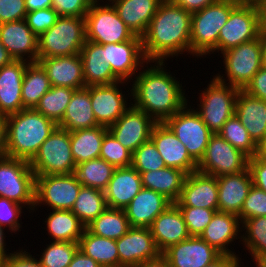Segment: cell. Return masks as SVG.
<instances>
[{"label":"cell","mask_w":266,"mask_h":267,"mask_svg":"<svg viewBox=\"0 0 266 267\" xmlns=\"http://www.w3.org/2000/svg\"><path fill=\"white\" fill-rule=\"evenodd\" d=\"M164 61H155V64L143 66L135 76L130 90L133 102L137 109L143 110L157 123H163L182 109L188 102L182 84L175 76L165 70ZM164 66V67H163Z\"/></svg>","instance_id":"1"},{"label":"cell","mask_w":266,"mask_h":267,"mask_svg":"<svg viewBox=\"0 0 266 267\" xmlns=\"http://www.w3.org/2000/svg\"><path fill=\"white\" fill-rule=\"evenodd\" d=\"M192 14L171 0H162L142 36L143 52L148 61H165L183 52L191 54ZM165 59V60H164Z\"/></svg>","instance_id":"2"},{"label":"cell","mask_w":266,"mask_h":267,"mask_svg":"<svg viewBox=\"0 0 266 267\" xmlns=\"http://www.w3.org/2000/svg\"><path fill=\"white\" fill-rule=\"evenodd\" d=\"M56 127L34 108L5 116L6 156L30 162Z\"/></svg>","instance_id":"3"},{"label":"cell","mask_w":266,"mask_h":267,"mask_svg":"<svg viewBox=\"0 0 266 267\" xmlns=\"http://www.w3.org/2000/svg\"><path fill=\"white\" fill-rule=\"evenodd\" d=\"M237 5L228 0H219L202 10L192 13L191 55L203 57L218 52V36L221 28Z\"/></svg>","instance_id":"4"},{"label":"cell","mask_w":266,"mask_h":267,"mask_svg":"<svg viewBox=\"0 0 266 267\" xmlns=\"http://www.w3.org/2000/svg\"><path fill=\"white\" fill-rule=\"evenodd\" d=\"M85 41V17L59 16L53 26L38 36V61L79 54Z\"/></svg>","instance_id":"5"},{"label":"cell","mask_w":266,"mask_h":267,"mask_svg":"<svg viewBox=\"0 0 266 267\" xmlns=\"http://www.w3.org/2000/svg\"><path fill=\"white\" fill-rule=\"evenodd\" d=\"M35 177L43 175H69L76 168L71 144L70 132L56 127L41 144L38 153L30 161Z\"/></svg>","instance_id":"6"},{"label":"cell","mask_w":266,"mask_h":267,"mask_svg":"<svg viewBox=\"0 0 266 267\" xmlns=\"http://www.w3.org/2000/svg\"><path fill=\"white\" fill-rule=\"evenodd\" d=\"M99 2L94 0L86 13V40L100 45L142 40L123 22L110 2L105 5Z\"/></svg>","instance_id":"7"},{"label":"cell","mask_w":266,"mask_h":267,"mask_svg":"<svg viewBox=\"0 0 266 267\" xmlns=\"http://www.w3.org/2000/svg\"><path fill=\"white\" fill-rule=\"evenodd\" d=\"M0 197L12 200L30 211L36 209L35 174L30 162L13 157H0Z\"/></svg>","instance_id":"8"},{"label":"cell","mask_w":266,"mask_h":267,"mask_svg":"<svg viewBox=\"0 0 266 267\" xmlns=\"http://www.w3.org/2000/svg\"><path fill=\"white\" fill-rule=\"evenodd\" d=\"M204 90L200 93L201 100L196 111L209 130L216 134L235 114V102L240 89L214 77Z\"/></svg>","instance_id":"9"},{"label":"cell","mask_w":266,"mask_h":267,"mask_svg":"<svg viewBox=\"0 0 266 267\" xmlns=\"http://www.w3.org/2000/svg\"><path fill=\"white\" fill-rule=\"evenodd\" d=\"M221 54L224 57L226 78L218 73L215 77L222 83L228 81L226 84L243 90L262 68L261 34L255 40L230 48Z\"/></svg>","instance_id":"10"},{"label":"cell","mask_w":266,"mask_h":267,"mask_svg":"<svg viewBox=\"0 0 266 267\" xmlns=\"http://www.w3.org/2000/svg\"><path fill=\"white\" fill-rule=\"evenodd\" d=\"M187 105L163 123L185 145L189 155L198 163L213 133L202 121L199 113Z\"/></svg>","instance_id":"11"},{"label":"cell","mask_w":266,"mask_h":267,"mask_svg":"<svg viewBox=\"0 0 266 267\" xmlns=\"http://www.w3.org/2000/svg\"><path fill=\"white\" fill-rule=\"evenodd\" d=\"M248 161L246 154L216 133L211 135L197 171L215 177L237 174L248 168Z\"/></svg>","instance_id":"12"},{"label":"cell","mask_w":266,"mask_h":267,"mask_svg":"<svg viewBox=\"0 0 266 267\" xmlns=\"http://www.w3.org/2000/svg\"><path fill=\"white\" fill-rule=\"evenodd\" d=\"M81 186L74 173L36 176L34 208L45 203L51 210H71Z\"/></svg>","instance_id":"13"},{"label":"cell","mask_w":266,"mask_h":267,"mask_svg":"<svg viewBox=\"0 0 266 267\" xmlns=\"http://www.w3.org/2000/svg\"><path fill=\"white\" fill-rule=\"evenodd\" d=\"M261 34L260 11L256 6L237 5L221 28L218 36V52L255 40Z\"/></svg>","instance_id":"14"},{"label":"cell","mask_w":266,"mask_h":267,"mask_svg":"<svg viewBox=\"0 0 266 267\" xmlns=\"http://www.w3.org/2000/svg\"><path fill=\"white\" fill-rule=\"evenodd\" d=\"M123 115L108 131L131 153L151 137L157 122L143 110L137 109L131 103Z\"/></svg>","instance_id":"15"},{"label":"cell","mask_w":266,"mask_h":267,"mask_svg":"<svg viewBox=\"0 0 266 267\" xmlns=\"http://www.w3.org/2000/svg\"><path fill=\"white\" fill-rule=\"evenodd\" d=\"M116 245L119 265L124 267H138L162 254L150 229L145 227H130L126 234L116 240Z\"/></svg>","instance_id":"16"},{"label":"cell","mask_w":266,"mask_h":267,"mask_svg":"<svg viewBox=\"0 0 266 267\" xmlns=\"http://www.w3.org/2000/svg\"><path fill=\"white\" fill-rule=\"evenodd\" d=\"M101 46L104 48L106 63L110 64L113 73L121 81L130 82L144 64L154 63L145 58L142 40H127Z\"/></svg>","instance_id":"17"},{"label":"cell","mask_w":266,"mask_h":267,"mask_svg":"<svg viewBox=\"0 0 266 267\" xmlns=\"http://www.w3.org/2000/svg\"><path fill=\"white\" fill-rule=\"evenodd\" d=\"M125 83L120 81L110 85L90 86L91 106L99 125L108 128L129 108L125 93H122L121 88L119 90V85Z\"/></svg>","instance_id":"18"},{"label":"cell","mask_w":266,"mask_h":267,"mask_svg":"<svg viewBox=\"0 0 266 267\" xmlns=\"http://www.w3.org/2000/svg\"><path fill=\"white\" fill-rule=\"evenodd\" d=\"M170 267H206L222 254L200 236H190L162 252Z\"/></svg>","instance_id":"19"},{"label":"cell","mask_w":266,"mask_h":267,"mask_svg":"<svg viewBox=\"0 0 266 267\" xmlns=\"http://www.w3.org/2000/svg\"><path fill=\"white\" fill-rule=\"evenodd\" d=\"M0 42L14 60L38 62V36L25 19L0 24Z\"/></svg>","instance_id":"20"},{"label":"cell","mask_w":266,"mask_h":267,"mask_svg":"<svg viewBox=\"0 0 266 267\" xmlns=\"http://www.w3.org/2000/svg\"><path fill=\"white\" fill-rule=\"evenodd\" d=\"M150 139L167 167L177 168L187 174L197 171V162L189 155L185 145L164 123H157L154 126Z\"/></svg>","instance_id":"21"},{"label":"cell","mask_w":266,"mask_h":267,"mask_svg":"<svg viewBox=\"0 0 266 267\" xmlns=\"http://www.w3.org/2000/svg\"><path fill=\"white\" fill-rule=\"evenodd\" d=\"M176 206H190L218 210L217 177L191 172L187 175Z\"/></svg>","instance_id":"22"},{"label":"cell","mask_w":266,"mask_h":267,"mask_svg":"<svg viewBox=\"0 0 266 267\" xmlns=\"http://www.w3.org/2000/svg\"><path fill=\"white\" fill-rule=\"evenodd\" d=\"M28 63L25 60H13L0 68V115L7 116L25 109L21 93Z\"/></svg>","instance_id":"23"},{"label":"cell","mask_w":266,"mask_h":267,"mask_svg":"<svg viewBox=\"0 0 266 267\" xmlns=\"http://www.w3.org/2000/svg\"><path fill=\"white\" fill-rule=\"evenodd\" d=\"M240 225L242 223L237 215L216 211L200 237L222 255L239 256L228 246L235 239H241L239 232H242V229Z\"/></svg>","instance_id":"24"},{"label":"cell","mask_w":266,"mask_h":267,"mask_svg":"<svg viewBox=\"0 0 266 267\" xmlns=\"http://www.w3.org/2000/svg\"><path fill=\"white\" fill-rule=\"evenodd\" d=\"M46 70L53 87H67L75 90L85 87L83 62L80 54L41 58L38 61Z\"/></svg>","instance_id":"25"},{"label":"cell","mask_w":266,"mask_h":267,"mask_svg":"<svg viewBox=\"0 0 266 267\" xmlns=\"http://www.w3.org/2000/svg\"><path fill=\"white\" fill-rule=\"evenodd\" d=\"M218 211L239 215L252 185L250 170L217 177Z\"/></svg>","instance_id":"26"},{"label":"cell","mask_w":266,"mask_h":267,"mask_svg":"<svg viewBox=\"0 0 266 267\" xmlns=\"http://www.w3.org/2000/svg\"><path fill=\"white\" fill-rule=\"evenodd\" d=\"M171 204L164 195L143 187L124 210L130 227L149 228L154 219Z\"/></svg>","instance_id":"27"},{"label":"cell","mask_w":266,"mask_h":267,"mask_svg":"<svg viewBox=\"0 0 266 267\" xmlns=\"http://www.w3.org/2000/svg\"><path fill=\"white\" fill-rule=\"evenodd\" d=\"M149 229L161 252L190 237L182 213L174 203L154 219Z\"/></svg>","instance_id":"28"},{"label":"cell","mask_w":266,"mask_h":267,"mask_svg":"<svg viewBox=\"0 0 266 267\" xmlns=\"http://www.w3.org/2000/svg\"><path fill=\"white\" fill-rule=\"evenodd\" d=\"M142 188L141 176L133 166L116 168L104 190L107 206L124 209Z\"/></svg>","instance_id":"29"},{"label":"cell","mask_w":266,"mask_h":267,"mask_svg":"<svg viewBox=\"0 0 266 267\" xmlns=\"http://www.w3.org/2000/svg\"><path fill=\"white\" fill-rule=\"evenodd\" d=\"M235 115L258 145L266 136V101L239 90L235 102Z\"/></svg>","instance_id":"30"},{"label":"cell","mask_w":266,"mask_h":267,"mask_svg":"<svg viewBox=\"0 0 266 267\" xmlns=\"http://www.w3.org/2000/svg\"><path fill=\"white\" fill-rule=\"evenodd\" d=\"M79 54L83 62L85 87L110 85L121 81L113 73L110 64L106 63L104 48L100 44L86 40Z\"/></svg>","instance_id":"31"},{"label":"cell","mask_w":266,"mask_h":267,"mask_svg":"<svg viewBox=\"0 0 266 267\" xmlns=\"http://www.w3.org/2000/svg\"><path fill=\"white\" fill-rule=\"evenodd\" d=\"M118 16L137 36L142 37L162 0H107Z\"/></svg>","instance_id":"32"},{"label":"cell","mask_w":266,"mask_h":267,"mask_svg":"<svg viewBox=\"0 0 266 267\" xmlns=\"http://www.w3.org/2000/svg\"><path fill=\"white\" fill-rule=\"evenodd\" d=\"M90 101V86L75 90L58 127L69 132L98 126Z\"/></svg>","instance_id":"33"},{"label":"cell","mask_w":266,"mask_h":267,"mask_svg":"<svg viewBox=\"0 0 266 267\" xmlns=\"http://www.w3.org/2000/svg\"><path fill=\"white\" fill-rule=\"evenodd\" d=\"M142 186L164 195L172 203L180 197L187 173L173 167L139 173Z\"/></svg>","instance_id":"34"},{"label":"cell","mask_w":266,"mask_h":267,"mask_svg":"<svg viewBox=\"0 0 266 267\" xmlns=\"http://www.w3.org/2000/svg\"><path fill=\"white\" fill-rule=\"evenodd\" d=\"M107 132L108 128L101 125L70 132L71 151L76 165L99 158Z\"/></svg>","instance_id":"35"},{"label":"cell","mask_w":266,"mask_h":267,"mask_svg":"<svg viewBox=\"0 0 266 267\" xmlns=\"http://www.w3.org/2000/svg\"><path fill=\"white\" fill-rule=\"evenodd\" d=\"M45 219L53 241L78 243L86 228L71 210H52Z\"/></svg>","instance_id":"36"},{"label":"cell","mask_w":266,"mask_h":267,"mask_svg":"<svg viewBox=\"0 0 266 267\" xmlns=\"http://www.w3.org/2000/svg\"><path fill=\"white\" fill-rule=\"evenodd\" d=\"M79 250L101 266L119 265L116 240L100 237L85 228L78 242Z\"/></svg>","instance_id":"37"},{"label":"cell","mask_w":266,"mask_h":267,"mask_svg":"<svg viewBox=\"0 0 266 267\" xmlns=\"http://www.w3.org/2000/svg\"><path fill=\"white\" fill-rule=\"evenodd\" d=\"M52 87L46 70L39 62H29L22 82L24 108H35L41 97Z\"/></svg>","instance_id":"38"},{"label":"cell","mask_w":266,"mask_h":267,"mask_svg":"<svg viewBox=\"0 0 266 267\" xmlns=\"http://www.w3.org/2000/svg\"><path fill=\"white\" fill-rule=\"evenodd\" d=\"M86 228L94 235L117 240L127 233L130 224L124 209L107 207Z\"/></svg>","instance_id":"39"},{"label":"cell","mask_w":266,"mask_h":267,"mask_svg":"<svg viewBox=\"0 0 266 267\" xmlns=\"http://www.w3.org/2000/svg\"><path fill=\"white\" fill-rule=\"evenodd\" d=\"M107 207L104 191L81 186L71 211L79 218L81 223L87 227Z\"/></svg>","instance_id":"40"},{"label":"cell","mask_w":266,"mask_h":267,"mask_svg":"<svg viewBox=\"0 0 266 267\" xmlns=\"http://www.w3.org/2000/svg\"><path fill=\"white\" fill-rule=\"evenodd\" d=\"M116 168L102 158L76 165L74 174L82 186L104 191Z\"/></svg>","instance_id":"41"},{"label":"cell","mask_w":266,"mask_h":267,"mask_svg":"<svg viewBox=\"0 0 266 267\" xmlns=\"http://www.w3.org/2000/svg\"><path fill=\"white\" fill-rule=\"evenodd\" d=\"M74 91L73 88L52 86L34 109L58 124L65 114Z\"/></svg>","instance_id":"42"},{"label":"cell","mask_w":266,"mask_h":267,"mask_svg":"<svg viewBox=\"0 0 266 267\" xmlns=\"http://www.w3.org/2000/svg\"><path fill=\"white\" fill-rule=\"evenodd\" d=\"M241 229L245 235H241L244 247L255 262L259 257L266 256V216L246 219L242 222Z\"/></svg>","instance_id":"43"},{"label":"cell","mask_w":266,"mask_h":267,"mask_svg":"<svg viewBox=\"0 0 266 267\" xmlns=\"http://www.w3.org/2000/svg\"><path fill=\"white\" fill-rule=\"evenodd\" d=\"M219 135L249 158L256 155L257 145L235 114L223 125Z\"/></svg>","instance_id":"44"},{"label":"cell","mask_w":266,"mask_h":267,"mask_svg":"<svg viewBox=\"0 0 266 267\" xmlns=\"http://www.w3.org/2000/svg\"><path fill=\"white\" fill-rule=\"evenodd\" d=\"M39 258L42 267H68L79 249L78 243L52 241Z\"/></svg>","instance_id":"45"},{"label":"cell","mask_w":266,"mask_h":267,"mask_svg":"<svg viewBox=\"0 0 266 267\" xmlns=\"http://www.w3.org/2000/svg\"><path fill=\"white\" fill-rule=\"evenodd\" d=\"M139 173L166 167L153 141L149 139L132 153V164Z\"/></svg>","instance_id":"46"},{"label":"cell","mask_w":266,"mask_h":267,"mask_svg":"<svg viewBox=\"0 0 266 267\" xmlns=\"http://www.w3.org/2000/svg\"><path fill=\"white\" fill-rule=\"evenodd\" d=\"M99 158L106 160L115 168L129 167L132 164V153L109 131L104 135Z\"/></svg>","instance_id":"47"},{"label":"cell","mask_w":266,"mask_h":267,"mask_svg":"<svg viewBox=\"0 0 266 267\" xmlns=\"http://www.w3.org/2000/svg\"><path fill=\"white\" fill-rule=\"evenodd\" d=\"M186 223L190 236H200L203 230L210 223L213 215L218 210L207 208H196L190 206H177Z\"/></svg>","instance_id":"48"},{"label":"cell","mask_w":266,"mask_h":267,"mask_svg":"<svg viewBox=\"0 0 266 267\" xmlns=\"http://www.w3.org/2000/svg\"><path fill=\"white\" fill-rule=\"evenodd\" d=\"M266 216V192L252 185L238 215L241 223L250 218Z\"/></svg>","instance_id":"49"},{"label":"cell","mask_w":266,"mask_h":267,"mask_svg":"<svg viewBox=\"0 0 266 267\" xmlns=\"http://www.w3.org/2000/svg\"><path fill=\"white\" fill-rule=\"evenodd\" d=\"M59 14L53 8L39 9L27 12L25 21L30 29L39 36L53 26Z\"/></svg>","instance_id":"50"},{"label":"cell","mask_w":266,"mask_h":267,"mask_svg":"<svg viewBox=\"0 0 266 267\" xmlns=\"http://www.w3.org/2000/svg\"><path fill=\"white\" fill-rule=\"evenodd\" d=\"M23 207L12 200L0 197V226L4 229L7 227L12 233L19 232V228L22 227L19 223V217L22 216Z\"/></svg>","instance_id":"51"},{"label":"cell","mask_w":266,"mask_h":267,"mask_svg":"<svg viewBox=\"0 0 266 267\" xmlns=\"http://www.w3.org/2000/svg\"><path fill=\"white\" fill-rule=\"evenodd\" d=\"M94 0H52L59 16L85 17Z\"/></svg>","instance_id":"52"},{"label":"cell","mask_w":266,"mask_h":267,"mask_svg":"<svg viewBox=\"0 0 266 267\" xmlns=\"http://www.w3.org/2000/svg\"><path fill=\"white\" fill-rule=\"evenodd\" d=\"M25 0H0V24L25 19Z\"/></svg>","instance_id":"53"},{"label":"cell","mask_w":266,"mask_h":267,"mask_svg":"<svg viewBox=\"0 0 266 267\" xmlns=\"http://www.w3.org/2000/svg\"><path fill=\"white\" fill-rule=\"evenodd\" d=\"M248 169L251 173L253 185L266 192V160L255 155L249 158Z\"/></svg>","instance_id":"54"},{"label":"cell","mask_w":266,"mask_h":267,"mask_svg":"<svg viewBox=\"0 0 266 267\" xmlns=\"http://www.w3.org/2000/svg\"><path fill=\"white\" fill-rule=\"evenodd\" d=\"M0 267H42L39 260L30 255V252L19 250L12 252L1 264Z\"/></svg>","instance_id":"55"},{"label":"cell","mask_w":266,"mask_h":267,"mask_svg":"<svg viewBox=\"0 0 266 267\" xmlns=\"http://www.w3.org/2000/svg\"><path fill=\"white\" fill-rule=\"evenodd\" d=\"M247 94L266 101V68H261L243 89Z\"/></svg>","instance_id":"56"},{"label":"cell","mask_w":266,"mask_h":267,"mask_svg":"<svg viewBox=\"0 0 266 267\" xmlns=\"http://www.w3.org/2000/svg\"><path fill=\"white\" fill-rule=\"evenodd\" d=\"M174 4L183 7L191 14L202 10L204 7L215 3L219 0H171Z\"/></svg>","instance_id":"57"},{"label":"cell","mask_w":266,"mask_h":267,"mask_svg":"<svg viewBox=\"0 0 266 267\" xmlns=\"http://www.w3.org/2000/svg\"><path fill=\"white\" fill-rule=\"evenodd\" d=\"M68 267H101V265L78 249Z\"/></svg>","instance_id":"58"},{"label":"cell","mask_w":266,"mask_h":267,"mask_svg":"<svg viewBox=\"0 0 266 267\" xmlns=\"http://www.w3.org/2000/svg\"><path fill=\"white\" fill-rule=\"evenodd\" d=\"M240 261L238 256L221 255L217 260L206 267H241Z\"/></svg>","instance_id":"59"},{"label":"cell","mask_w":266,"mask_h":267,"mask_svg":"<svg viewBox=\"0 0 266 267\" xmlns=\"http://www.w3.org/2000/svg\"><path fill=\"white\" fill-rule=\"evenodd\" d=\"M27 12L52 8V0H25Z\"/></svg>","instance_id":"60"},{"label":"cell","mask_w":266,"mask_h":267,"mask_svg":"<svg viewBox=\"0 0 266 267\" xmlns=\"http://www.w3.org/2000/svg\"><path fill=\"white\" fill-rule=\"evenodd\" d=\"M138 267H170L167 259L161 254L157 259L147 260Z\"/></svg>","instance_id":"61"},{"label":"cell","mask_w":266,"mask_h":267,"mask_svg":"<svg viewBox=\"0 0 266 267\" xmlns=\"http://www.w3.org/2000/svg\"><path fill=\"white\" fill-rule=\"evenodd\" d=\"M6 156L5 116L0 115V157Z\"/></svg>","instance_id":"62"},{"label":"cell","mask_w":266,"mask_h":267,"mask_svg":"<svg viewBox=\"0 0 266 267\" xmlns=\"http://www.w3.org/2000/svg\"><path fill=\"white\" fill-rule=\"evenodd\" d=\"M4 228L0 226V264L12 253H9L8 254L6 253V248L5 247L6 243H5V233H4Z\"/></svg>","instance_id":"63"},{"label":"cell","mask_w":266,"mask_h":267,"mask_svg":"<svg viewBox=\"0 0 266 267\" xmlns=\"http://www.w3.org/2000/svg\"><path fill=\"white\" fill-rule=\"evenodd\" d=\"M14 59L0 42V68L11 63Z\"/></svg>","instance_id":"64"},{"label":"cell","mask_w":266,"mask_h":267,"mask_svg":"<svg viewBox=\"0 0 266 267\" xmlns=\"http://www.w3.org/2000/svg\"><path fill=\"white\" fill-rule=\"evenodd\" d=\"M260 11V30L261 33H266V0L259 6Z\"/></svg>","instance_id":"65"},{"label":"cell","mask_w":266,"mask_h":267,"mask_svg":"<svg viewBox=\"0 0 266 267\" xmlns=\"http://www.w3.org/2000/svg\"><path fill=\"white\" fill-rule=\"evenodd\" d=\"M235 5L259 7L264 0H228Z\"/></svg>","instance_id":"66"},{"label":"cell","mask_w":266,"mask_h":267,"mask_svg":"<svg viewBox=\"0 0 266 267\" xmlns=\"http://www.w3.org/2000/svg\"><path fill=\"white\" fill-rule=\"evenodd\" d=\"M261 60L262 67L266 68V33H261Z\"/></svg>","instance_id":"67"},{"label":"cell","mask_w":266,"mask_h":267,"mask_svg":"<svg viewBox=\"0 0 266 267\" xmlns=\"http://www.w3.org/2000/svg\"><path fill=\"white\" fill-rule=\"evenodd\" d=\"M256 155L266 160V136L265 138L257 145V153Z\"/></svg>","instance_id":"68"},{"label":"cell","mask_w":266,"mask_h":267,"mask_svg":"<svg viewBox=\"0 0 266 267\" xmlns=\"http://www.w3.org/2000/svg\"><path fill=\"white\" fill-rule=\"evenodd\" d=\"M256 267H266V256L259 257L255 261Z\"/></svg>","instance_id":"69"},{"label":"cell","mask_w":266,"mask_h":267,"mask_svg":"<svg viewBox=\"0 0 266 267\" xmlns=\"http://www.w3.org/2000/svg\"><path fill=\"white\" fill-rule=\"evenodd\" d=\"M101 267H124V266L117 265V266H101Z\"/></svg>","instance_id":"70"}]
</instances>
